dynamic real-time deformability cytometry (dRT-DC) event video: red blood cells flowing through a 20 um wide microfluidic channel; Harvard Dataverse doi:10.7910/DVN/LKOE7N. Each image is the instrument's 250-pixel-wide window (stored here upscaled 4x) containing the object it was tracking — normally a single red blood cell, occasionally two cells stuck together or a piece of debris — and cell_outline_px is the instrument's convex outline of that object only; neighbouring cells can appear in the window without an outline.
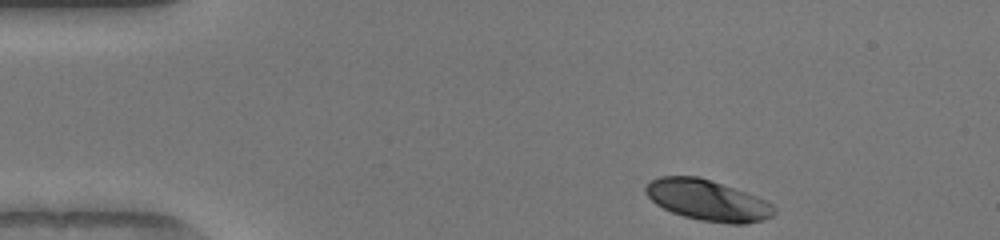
{"species": "human", "species_latin": "Homo sapiens", "temperature_condition": "warm", "stored_images_in_passage": 44, "camera_frame_rate_fps": 3000, "um_per_image_px": 0.085, "donor": {"sex": "female"}, "frame": {"image": 1, "passage_image": 1, "time_ms": 0.0, "image_size_px": [1000, 240], "cell_outline_px": [[776, 212], [772, 216], [764, 220], [744, 224], [728, 224], [700, 220], [684, 216], [672, 212], [656, 204], [644, 192], [644, 188], [652, 180], [660, 176], [696, 176], [756, 196], [772, 204], [776, 208]], "centroid_in_image_um": [60.15, 17.04], "position_along_channel_um": 24.9, "area_um2": 30.23}}
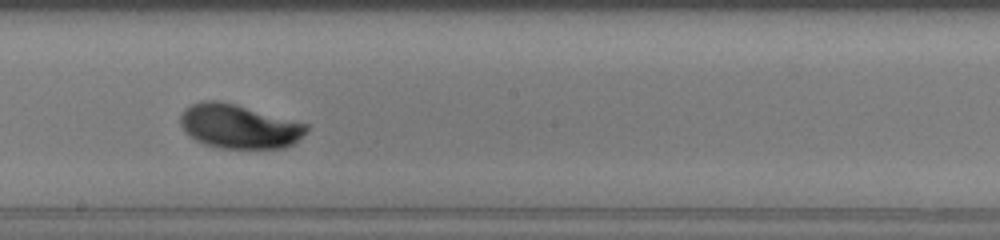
{"frame": {"image": 2, "passage_image": 22, "time_ms": 7.0, "image_size_px": [1000, 240], "cell_outline_px": [[308, 132], [292, 144], [284, 148], [220, 148], [204, 144], [188, 136], [184, 132], [180, 124], [180, 112], [184, 108], [192, 104], [204, 100], [216, 100], [236, 104], [308, 124]], "centroid_in_image_um": [20.28, 10.74], "position_along_channel_um": 227.9, "area_um2": 32.6}}
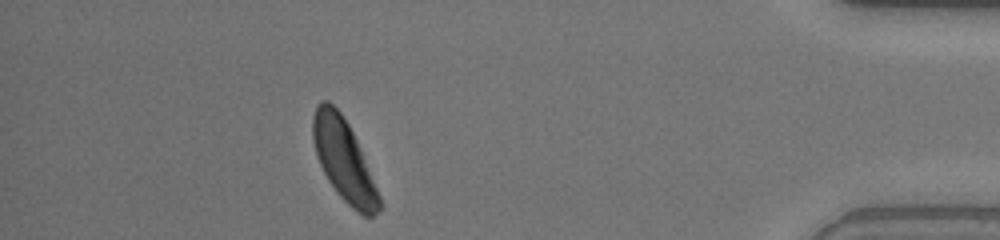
{"frame": {"image": 3, "passage_image": 39, "time_ms": 12.667, "image_size_px": [1000, 240], "cell_outline_px": [[384, 204], [372, 216], [364, 216], [356, 212], [336, 192], [328, 180], [316, 156], [312, 140], [312, 116], [316, 104], [320, 100], [328, 100], [340, 112], [348, 124], [356, 140]], "centroid_in_image_um": [29.2, 13.6], "position_along_channel_um": 406.0, "area_um2": 31.5}, "authors_computed_cell_mechanics": {"area_um2": 31.4143, "velocity_mm_per_s": 4.0412, "shape_relaxation_time_tau1_ms": 1.7839, "shape_relaxation_time_tau2_ms": null, "deformation_change_tau1": 0.136, "deformation_change_tau2": null}}